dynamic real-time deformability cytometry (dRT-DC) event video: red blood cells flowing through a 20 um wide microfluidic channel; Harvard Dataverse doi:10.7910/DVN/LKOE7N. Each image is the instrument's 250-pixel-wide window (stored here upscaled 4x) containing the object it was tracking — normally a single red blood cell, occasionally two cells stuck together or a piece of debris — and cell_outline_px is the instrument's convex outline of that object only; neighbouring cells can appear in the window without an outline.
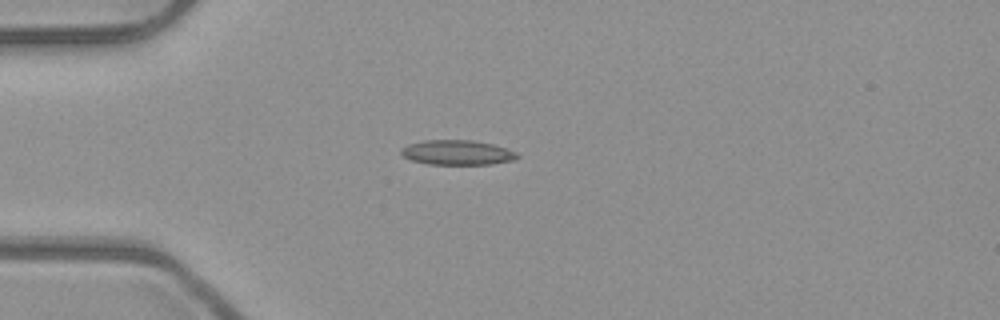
{"species": "common noctule bat (a hibernating species)", "species_latin": "Nyctalus noctula", "temperature_condition": "room temperature", "stored_images_in_passage": 4, "camera_frame_rate_fps": 3000, "um_per_image_px": 0.085, "animal": {"sex": "male", "body_mass_g": 23.1, "forearm_length_mm": 52.7}, "frame": {"image": 1, "passage_image": 4, "time_ms": 1.0, "image_size_px": [1000, 320], "cell_outline_px": [[520, 156], [516, 160], [492, 164], [428, 164], [412, 160], [404, 156], [400, 152], [400, 148], [408, 144], [424, 140], [472, 140], [492, 144], [516, 152]], "centroid_in_image_um": [38.87, 12.96], "position_along_channel_um": 46.1, "area_um2": 16.76}}